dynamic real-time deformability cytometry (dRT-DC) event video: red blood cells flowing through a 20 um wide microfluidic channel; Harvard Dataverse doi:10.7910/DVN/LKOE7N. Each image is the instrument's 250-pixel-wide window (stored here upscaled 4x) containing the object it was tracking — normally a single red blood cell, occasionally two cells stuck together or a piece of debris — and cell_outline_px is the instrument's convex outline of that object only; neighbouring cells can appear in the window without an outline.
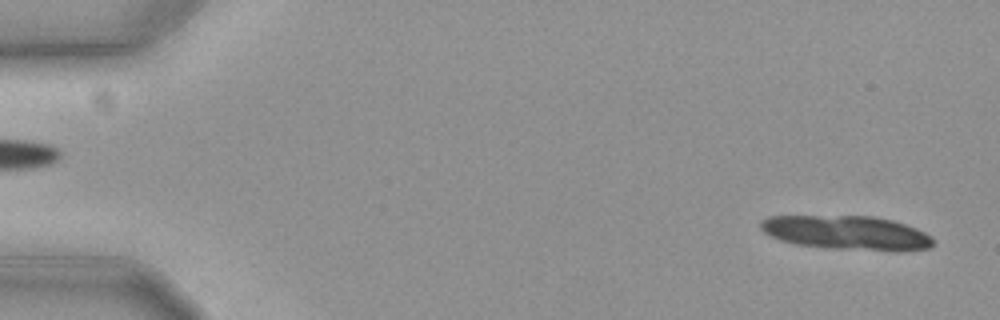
{"species": "common noctule bat (a hibernating species)", "species_latin": "Nyctalus noctula", "temperature_condition": "cold", "stored_images_in_passage": 8, "camera_frame_rate_fps": 3000, "um_per_image_px": 0.085, "animal": {"sex": "female", "body_mass_g": 19.3, "forearm_length_mm": 54.1}, "frame": {"image": 1, "passage_image": 1, "time_ms": 0.0, "image_size_px": [1000, 320], "cell_outline_px": [[932, 244], [928, 248], [828, 248], [796, 244], [780, 240], [764, 232], [760, 228], [760, 220], [768, 216], [872, 216], [892, 220], [916, 228], [932, 236]], "centroid_in_image_um": [71.84, 19.73], "position_along_channel_um": 13.2, "area_um2": 33.0}}